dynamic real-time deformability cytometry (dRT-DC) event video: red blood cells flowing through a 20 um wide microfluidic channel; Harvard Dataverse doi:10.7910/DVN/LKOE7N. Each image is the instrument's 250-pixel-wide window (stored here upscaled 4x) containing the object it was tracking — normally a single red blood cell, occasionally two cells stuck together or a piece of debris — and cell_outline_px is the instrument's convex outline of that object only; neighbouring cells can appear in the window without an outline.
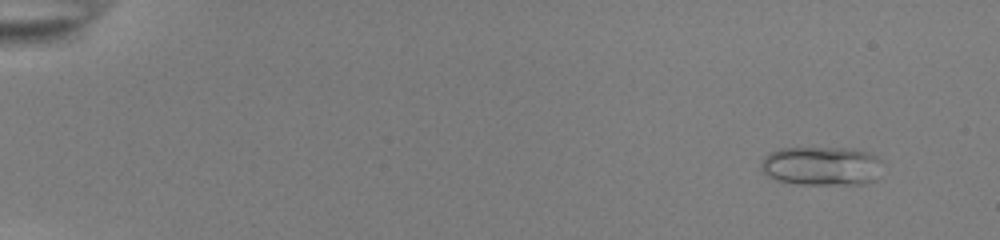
{"species": "common noctule bat (a hibernating species)", "species_latin": "Nyctalus noctula", "temperature_condition": "room temperature", "stored_images_in_passage": 54, "camera_frame_rate_fps": 3000, "um_per_image_px": 0.085, "animal": {"sex": "female", "body_mass_g": 22.0, "forearm_length_mm": 56.7}, "frame": {"image": 1, "passage_image": 5, "time_ms": 1.333, "image_size_px": [1000, 240], "cell_outline_px": [[884, 160], [876, 180], [864, 184], [796, 184], [776, 180], [768, 176], [760, 168], [760, 164], [764, 156], [768, 152], [780, 148], [844, 148], [864, 152], [876, 156]], "centroid_in_image_um": [69.82, 14.11], "position_along_channel_um": 15.2, "area_um2": 27.86}}
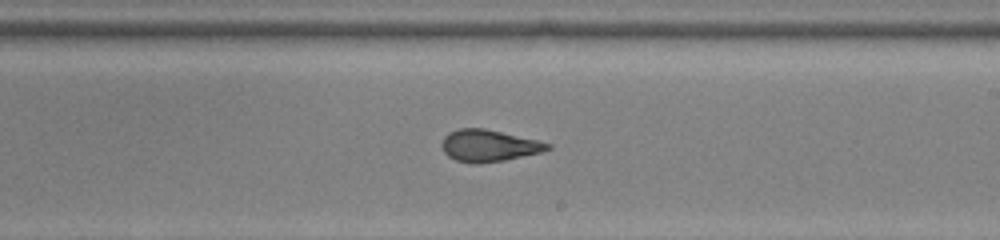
{"frame": {"image": 2, "passage_image": 34, "time_ms": 11.0, "image_size_px": [1000, 240], "cell_outline_px": [[552, 148], [540, 152], [504, 160], [480, 164], [472, 164], [456, 160], [448, 156], [444, 152], [440, 144], [444, 136], [448, 132], [460, 128], [484, 128], [536, 140], [552, 144]], "centroid_in_image_um": [41.5, 12.38], "position_along_channel_um": 247.5, "area_um2": 19.59}}
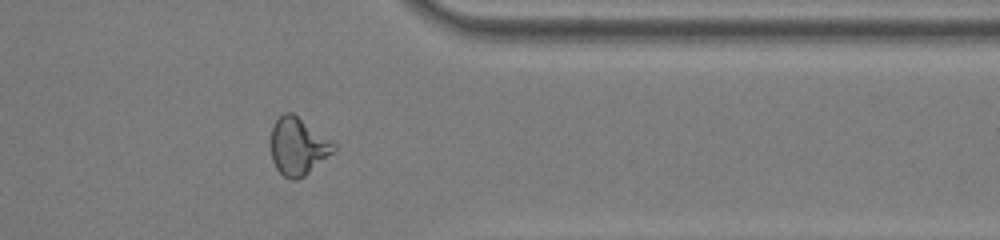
{"frame": {"image": 3, "passage_image": 45, "time_ms": 14.667, "image_size_px": [1000, 240], "cell_outline_px": [[336, 148], [332, 152], [304, 176], [296, 180], [292, 180], [284, 176], [276, 168], [272, 160], [272, 128], [276, 120], [284, 112], [292, 112], [336, 144]], "centroid_in_image_um": [25.31, 12.44], "position_along_channel_um": 386.1, "area_um2": 20.52}, "authors_computed_cell_mechanics": {"area_um2": 21.5305, "velocity_mm_per_s": 3.9033, "shape_relaxation_time_tau1_ms": null, "shape_relaxation_time_tau2_ms": 1.0897, "deformation_change_tau1": null, "deformation_change_tau2": 0.076}}